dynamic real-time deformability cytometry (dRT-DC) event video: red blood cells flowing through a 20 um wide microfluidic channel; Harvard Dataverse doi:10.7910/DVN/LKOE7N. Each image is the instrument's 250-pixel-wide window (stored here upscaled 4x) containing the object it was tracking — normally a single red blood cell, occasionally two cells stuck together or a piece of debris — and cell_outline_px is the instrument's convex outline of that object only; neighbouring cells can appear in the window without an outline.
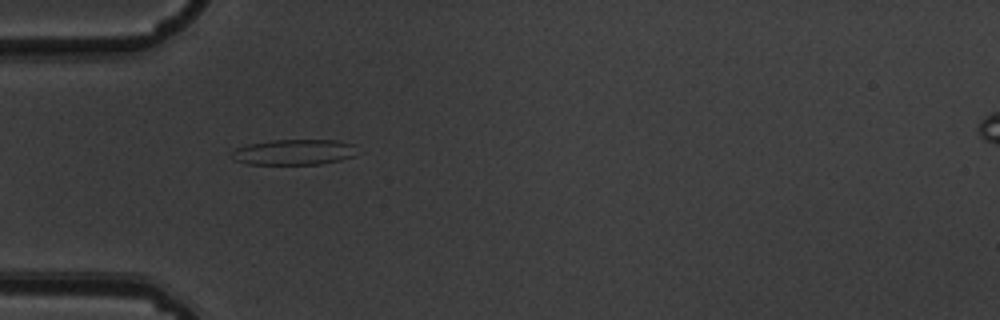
{"species": "common noctule bat (a hibernating species)", "species_latin": "Nyctalus noctula", "temperature_condition": "warm", "stored_images_in_passage": 5, "camera_frame_rate_fps": 3000, "um_per_image_px": 0.085, "animal": {"sex": "male", "body_mass_g": 19.5, "forearm_length_mm": 54.6}, "frame": {"image": 1, "passage_image": 4, "time_ms": 1.0, "image_size_px": [1000, 320], "cell_outline_px": [[356, 144], [352, 156], [340, 160], [320, 164], [248, 164], [232, 160], [232, 152], [236, 148], [248, 144], [272, 140], [340, 140]], "centroid_in_image_um": [24.97, 12.92], "position_along_channel_um": 60.0, "area_um2": 18.67}}